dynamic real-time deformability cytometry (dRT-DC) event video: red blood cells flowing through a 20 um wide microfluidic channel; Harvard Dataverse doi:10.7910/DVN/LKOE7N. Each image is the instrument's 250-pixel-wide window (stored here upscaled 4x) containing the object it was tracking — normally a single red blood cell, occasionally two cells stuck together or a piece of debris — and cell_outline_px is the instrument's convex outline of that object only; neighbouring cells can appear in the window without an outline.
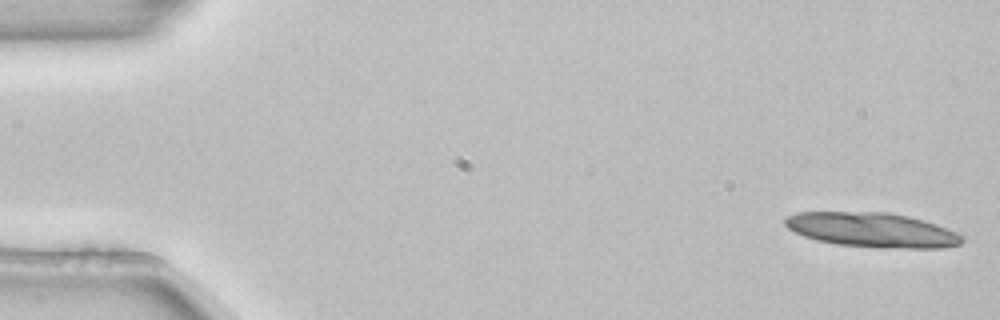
{"species": "common noctule bat (a hibernating species)", "species_latin": "Nyctalus noctula", "temperature_condition": "room temperature", "stored_images_in_passage": 4, "camera_frame_rate_fps": 3000, "um_per_image_px": 0.085, "animal": {"sex": "female", "body_mass_g": 22.7, "forearm_length_mm": 54.2}, "frame": {"image": 1, "passage_image": 1, "time_ms": 0.0, "image_size_px": [1000, 320], "cell_outline_px": [[964, 240], [960, 244], [940, 248], [880, 248], [836, 244], [816, 240], [804, 236], [788, 228], [784, 224], [784, 220], [788, 216], [796, 212], [888, 212], [908, 216], [924, 220], [936, 224], [956, 232], [964, 236]], "centroid_in_image_um": [74.14, 19.54], "position_along_channel_um": 10.9, "area_um2": 35.78}}